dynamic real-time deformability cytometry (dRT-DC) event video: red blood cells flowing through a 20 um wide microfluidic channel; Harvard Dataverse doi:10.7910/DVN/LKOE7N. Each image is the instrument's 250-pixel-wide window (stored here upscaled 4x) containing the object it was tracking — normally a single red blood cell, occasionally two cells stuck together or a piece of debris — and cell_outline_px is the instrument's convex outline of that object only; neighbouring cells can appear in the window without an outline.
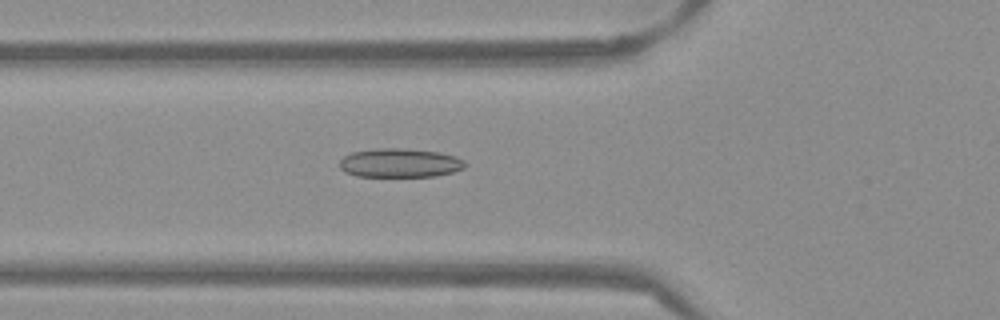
{"species": "Egyptian fruit bat (a non-hibernating species)", "species_latin": "Rousettus aegyptiacus", "temperature_condition": "warm", "stored_images_in_passage": 53, "camera_frame_rate_fps": 3000, "um_per_image_px": 0.085, "frame": {"image": 1, "passage_image": 19, "time_ms": 6.0, "image_size_px": [1000, 320], "cell_outline_px": [[468, 164], [464, 168], [452, 172], [436, 176], [356, 176], [344, 172], [340, 168], [340, 160], [344, 156], [352, 152], [376, 148], [404, 148], [436, 152], [456, 156], [464, 160]], "centroid_in_image_um": [33.99, 13.85], "position_along_channel_um": 91.8, "area_um2": 21.21}}
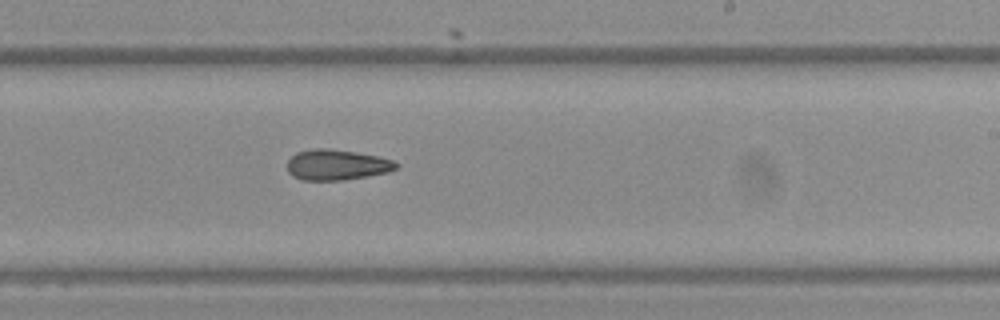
{"frame": {"image": 2, "passage_image": 32, "time_ms": 10.333, "image_size_px": [1000, 320], "cell_outline_px": [[400, 164], [396, 168], [388, 172], [340, 180], [300, 180], [292, 176], [288, 172], [288, 160], [296, 152], [312, 148], [328, 148], [356, 152], [380, 156], [392, 160]], "centroid_in_image_um": [28.6, 13.99], "position_along_channel_um": 260.4, "area_um2": 19.42}}
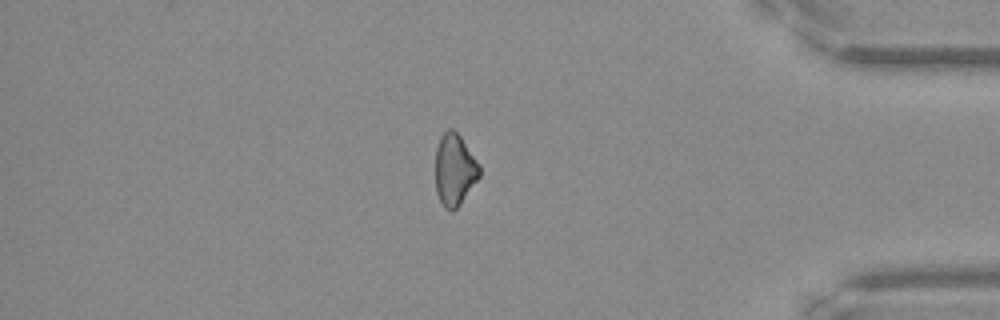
{"frame": {"image": 3, "passage_image": 45, "time_ms": 14.667, "image_size_px": [1000, 320], "cell_outline_px": [[480, 176], [460, 204], [452, 212], [444, 208], [436, 192], [436, 148], [440, 136], [448, 128], [452, 128], [460, 136], [480, 164]], "centroid_in_image_um": [38.64, 14.42], "position_along_channel_um": 396.6, "area_um2": 18.44}, "authors_computed_cell_mechanics": {"area_um2": 19.9988, "velocity_mm_per_s": 3.8668, "shape_relaxation_time_tau1_ms": 9.2114, "shape_relaxation_time_tau2_ms": null, "deformation_change_tau1": 0.1528, "deformation_change_tau2": null}}